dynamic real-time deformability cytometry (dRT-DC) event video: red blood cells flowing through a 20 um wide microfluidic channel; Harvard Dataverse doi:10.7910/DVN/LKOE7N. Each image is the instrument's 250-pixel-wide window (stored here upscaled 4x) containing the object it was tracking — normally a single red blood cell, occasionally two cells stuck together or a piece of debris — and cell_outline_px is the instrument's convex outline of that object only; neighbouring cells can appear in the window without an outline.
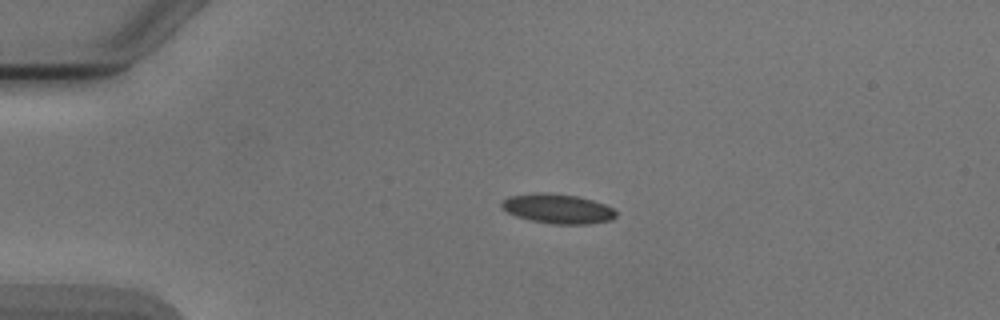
{"species": "Egyptian fruit bat (a non-hibernating species)", "species_latin": "Rousettus aegyptiacus", "temperature_condition": "cold", "stored_images_in_passage": 3, "camera_frame_rate_fps": 3000, "um_per_image_px": 0.085, "animal": {"sex": "male"}, "frame": {"image": 1, "passage_image": 2, "time_ms": 1.0, "image_size_px": [1000, 320], "cell_outline_px": [[616, 216], [612, 220], [588, 224], [552, 224], [532, 220], [516, 216], [508, 212], [500, 204], [508, 196], [532, 192], [548, 192], [580, 196], [604, 204], [612, 208], [616, 212]], "centroid_in_image_um": [47.41, 17.72], "position_along_channel_um": 37.6, "area_um2": 19.83}}